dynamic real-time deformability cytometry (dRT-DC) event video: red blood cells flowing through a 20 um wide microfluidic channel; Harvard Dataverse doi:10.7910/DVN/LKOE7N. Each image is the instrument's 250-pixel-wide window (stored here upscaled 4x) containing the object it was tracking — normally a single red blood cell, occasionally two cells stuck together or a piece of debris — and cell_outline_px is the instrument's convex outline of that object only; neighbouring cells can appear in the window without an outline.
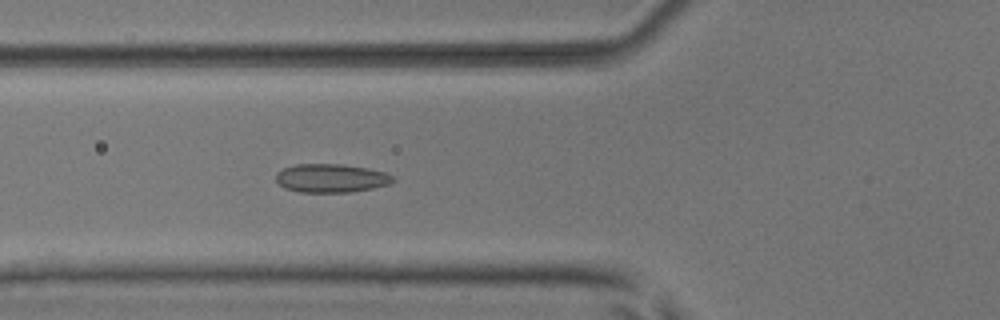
{"species": "common noctule bat (a hibernating species)", "species_latin": "Nyctalus noctula", "temperature_condition": "room temperature", "stored_images_in_passage": 53, "camera_frame_rate_fps": 3000, "um_per_image_px": 0.085, "animal": {"sex": "male", "body_mass_g": 17.9, "forearm_length_mm": 54.2}, "frame": {"image": 1, "passage_image": 20, "time_ms": 6.333, "image_size_px": [1000, 320], "cell_outline_px": [[396, 180], [388, 184], [372, 188], [348, 192], [300, 192], [284, 188], [276, 180], [276, 172], [284, 168], [296, 164], [340, 164], [368, 168], [384, 172], [396, 176]], "centroid_in_image_um": [28.15, 15.14], "position_along_channel_um": 97.6, "area_um2": 19.48}}
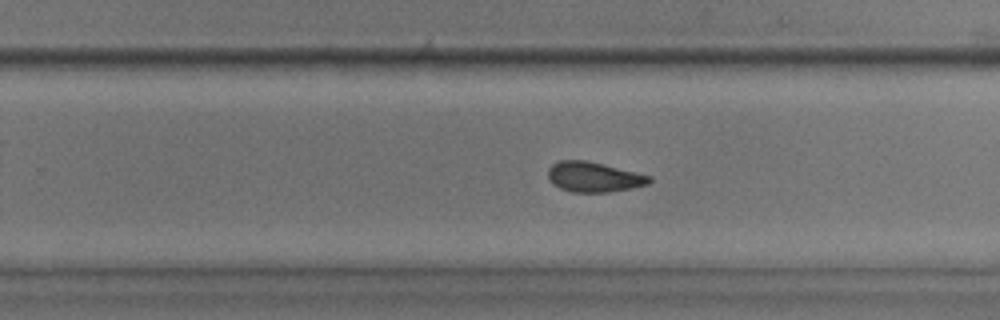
{"frame": {"image": 2, "passage_image": 34, "time_ms": 11.0, "image_size_px": [1000, 320], "cell_outline_px": [[652, 180], [648, 184], [608, 192], [572, 192], [560, 188], [552, 184], [548, 176], [548, 168], [552, 164], [560, 160], [584, 160], [652, 176]], "centroid_in_image_um": [50.43, 15.04], "position_along_channel_um": 279.4, "area_um2": 17.51}}
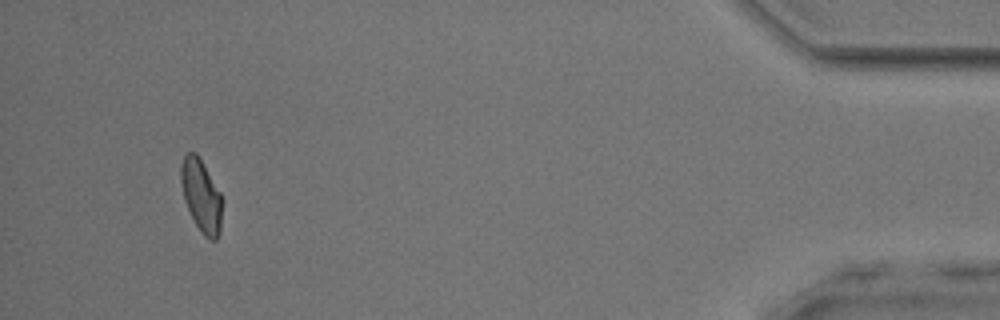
{"frame": {"image": 3, "passage_image": 50, "time_ms": 16.333, "image_size_px": [1000, 320], "cell_outline_px": [[224, 200], [220, 232], [216, 240], [208, 240], [204, 236], [196, 224], [184, 200], [180, 180], [180, 168], [184, 156], [188, 152], [196, 152], [220, 192]], "centroid_in_image_um": [17.13, 16.66], "position_along_channel_um": 418.1, "area_um2": 17.57}, "authors_computed_cell_mechanics": {"area_um2": 18.1492, "velocity_mm_per_s": 3.9022, "shape_relaxation_time_tau1_ms": null, "shape_relaxation_time_tau2_ms": 3.8343, "deformation_change_tau1": null, "deformation_change_tau2": 0.0783}}